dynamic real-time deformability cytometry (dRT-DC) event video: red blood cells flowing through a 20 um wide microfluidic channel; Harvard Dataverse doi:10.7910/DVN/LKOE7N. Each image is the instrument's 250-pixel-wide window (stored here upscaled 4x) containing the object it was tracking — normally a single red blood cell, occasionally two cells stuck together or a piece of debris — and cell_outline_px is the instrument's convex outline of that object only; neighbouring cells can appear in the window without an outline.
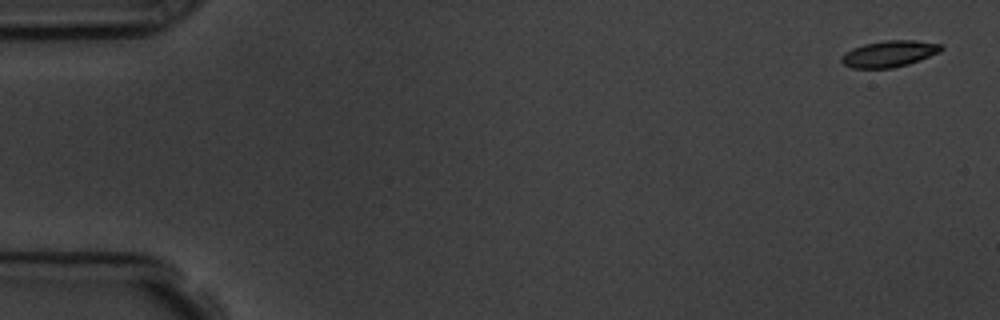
{"species": "common noctule bat (a hibernating species)", "species_latin": "Nyctalus noctula", "temperature_condition": "room temperature", "stored_images_in_passage": 5, "camera_frame_rate_fps": 3000, "um_per_image_px": 0.085, "animal": {"sex": "male", "body_mass_g": 19.5, "forearm_length_mm": 54.6}, "frame": {"image": 1, "passage_image": 1, "time_ms": 0.0, "image_size_px": [1000, 320], "cell_outline_px": [[944, 48], [940, 52], [920, 60], [908, 64], [892, 68], [852, 68], [844, 64], [840, 60], [840, 56], [852, 48], [864, 44], [884, 40], [916, 40], [944, 44]], "centroid_in_image_um": [75.61, 4.56], "position_along_channel_um": 9.4, "area_um2": 15.49}}
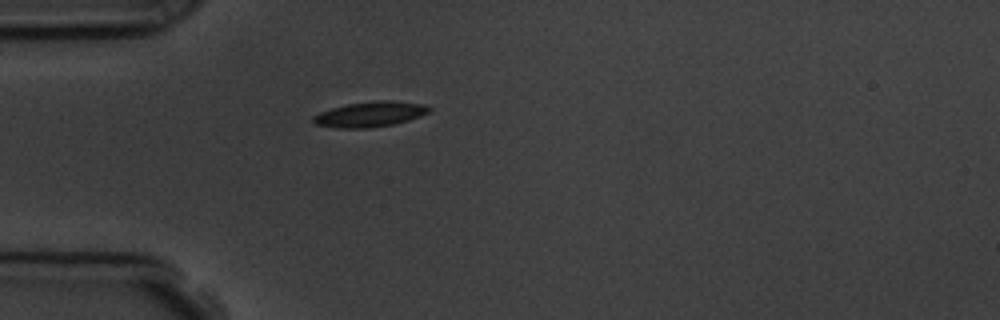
{"frame": {"image": 2, "passage_image": 5, "time_ms": 4.667, "image_size_px": [1000, 320], "cell_outline_px": [[432, 108], [428, 112], [420, 116], [408, 120], [392, 124], [368, 128], [340, 128], [316, 124], [312, 120], [312, 116], [320, 112], [332, 108], [348, 104], [376, 100], [388, 100], [424, 104]], "centroid_in_image_um": [31.46, 9.7], "position_along_channel_um": 53.5, "area_um2": 16.88}}